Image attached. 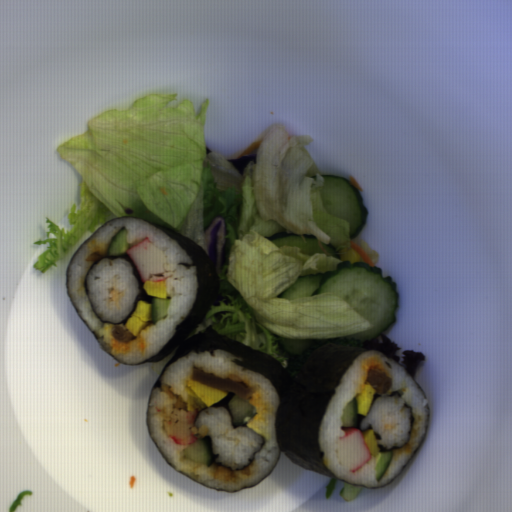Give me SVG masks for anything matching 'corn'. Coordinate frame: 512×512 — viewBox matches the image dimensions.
<instances>
[{
	"mask_svg": "<svg viewBox=\"0 0 512 512\" xmlns=\"http://www.w3.org/2000/svg\"><path fill=\"white\" fill-rule=\"evenodd\" d=\"M336 258L343 261H349V263H353L354 261H360L361 256L354 249V247H343L342 249L337 248Z\"/></svg>",
	"mask_w": 512,
	"mask_h": 512,
	"instance_id": "obj_1",
	"label": "corn"
}]
</instances>
